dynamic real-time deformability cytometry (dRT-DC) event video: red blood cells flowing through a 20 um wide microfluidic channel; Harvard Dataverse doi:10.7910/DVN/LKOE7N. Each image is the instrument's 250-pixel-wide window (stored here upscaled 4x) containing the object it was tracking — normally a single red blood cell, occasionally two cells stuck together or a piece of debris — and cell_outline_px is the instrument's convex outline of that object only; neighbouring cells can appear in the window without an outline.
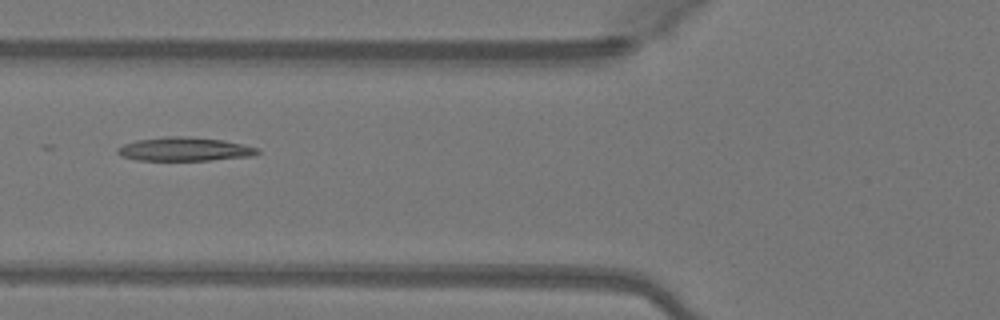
{"species": "Egyptian fruit bat (a non-hibernating species)", "species_latin": "Rousettus aegyptiacus", "temperature_condition": "warm", "stored_images_in_passage": 50, "camera_frame_rate_fps": 3000, "um_per_image_px": 0.085, "animal": {"sex": "female"}, "frame": {"image": 1, "passage_image": 21, "time_ms": 6.667, "image_size_px": [1000, 320], "cell_outline_px": [[252, 152], [228, 156], [196, 160], [152, 160], [132, 156], [152, 140], [212, 140], [232, 144], [248, 148]], "centroid_in_image_um": [16.02, 12.75], "position_along_channel_um": 109.8, "area_um2": 13.12}}
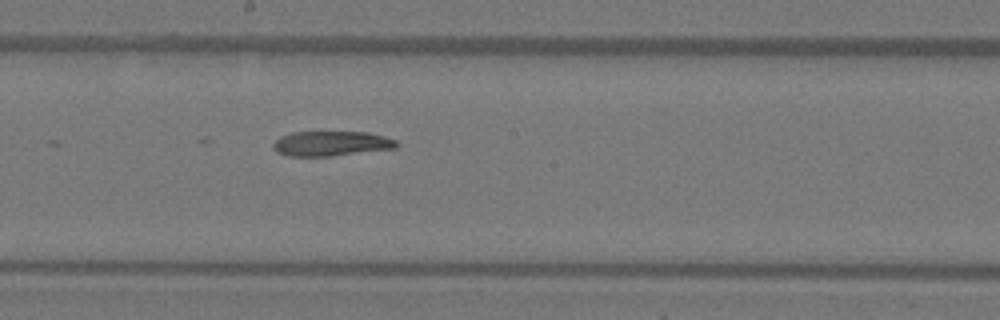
{"frame": {"image": 2, "passage_image": 29, "time_ms": 9.333, "image_size_px": [1000, 320], "cell_outline_px": [[392, 144], [368, 148], [340, 152], [284, 152], [280, 148], [280, 144], [312, 132], [348, 132], [376, 136], [392, 140]], "centroid_in_image_um": [28.3, 12.11], "position_along_channel_um": 219.9, "area_um2": 12.2}}
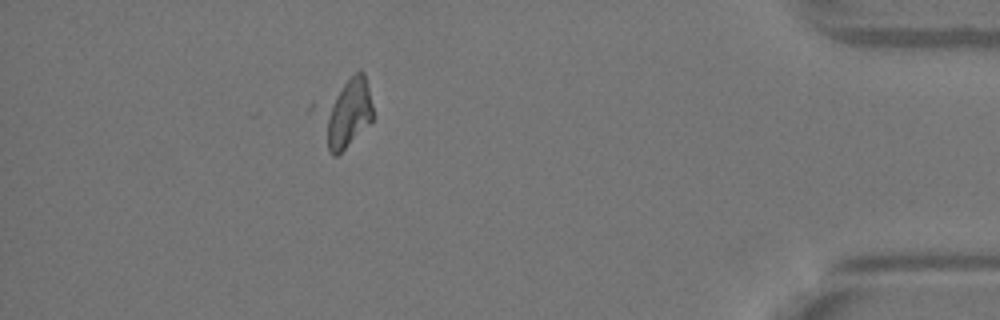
{"frame": {"image": 3, "passage_image": 46, "time_ms": 15.0, "image_size_px": [1000, 320], "cell_outline_px": [[372, 120], [340, 152], [332, 152], [328, 144], [328, 128], [332, 112], [340, 96], [360, 76], [364, 80], [372, 108]], "centroid_in_image_um": [29.71, 9.85], "position_along_channel_um": 405.5, "area_um2": 14.91}}